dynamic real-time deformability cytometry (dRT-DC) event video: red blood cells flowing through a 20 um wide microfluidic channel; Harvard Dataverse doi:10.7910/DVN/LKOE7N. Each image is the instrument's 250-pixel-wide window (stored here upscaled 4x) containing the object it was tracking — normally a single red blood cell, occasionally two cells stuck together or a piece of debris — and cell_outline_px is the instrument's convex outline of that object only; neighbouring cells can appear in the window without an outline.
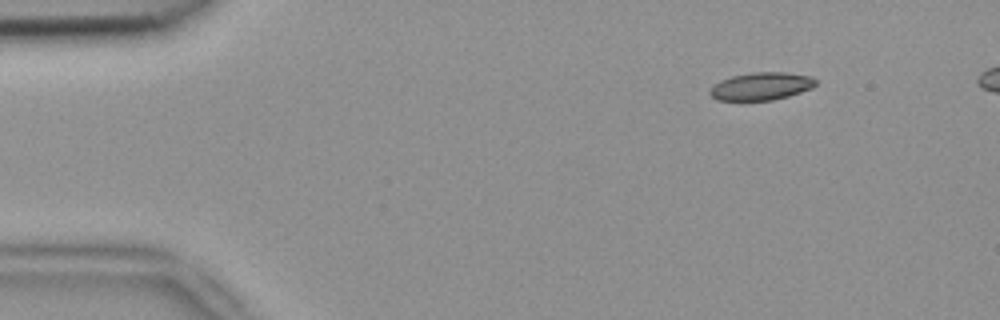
{"species": "common noctule bat (a hibernating species)", "species_latin": "Nyctalus noctula", "temperature_condition": "room temperature", "stored_images_in_passage": 4, "segment_of_instrument_passage": [2, 2], "camera_frame_rate_fps": 3000, "um_per_image_px": 0.085, "animal": {"sex": "female", "body_mass_g": 18.4}, "frame": {"image": 1, "passage_image": 4, "time_ms": 1.0, "image_size_px": [1000, 320], "cell_outline_px": [[816, 84], [812, 88], [788, 96], [772, 100], [716, 100], [708, 92], [720, 80], [732, 76], [752, 72], [784, 72], [812, 76], [816, 80]], "centroid_in_image_um": [64.72, 7.32], "position_along_channel_um": 20.3, "area_um2": 16.99}}